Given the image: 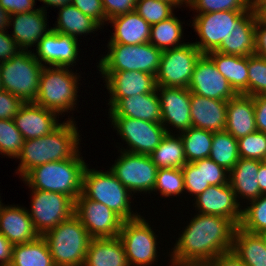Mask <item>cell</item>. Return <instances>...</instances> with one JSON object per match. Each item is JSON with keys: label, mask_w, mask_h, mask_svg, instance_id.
<instances>
[{"label": "cell", "mask_w": 266, "mask_h": 266, "mask_svg": "<svg viewBox=\"0 0 266 266\" xmlns=\"http://www.w3.org/2000/svg\"><path fill=\"white\" fill-rule=\"evenodd\" d=\"M169 252V266L208 265L233 246L236 225L228 218L195 213Z\"/></svg>", "instance_id": "obj_1"}, {"label": "cell", "mask_w": 266, "mask_h": 266, "mask_svg": "<svg viewBox=\"0 0 266 266\" xmlns=\"http://www.w3.org/2000/svg\"><path fill=\"white\" fill-rule=\"evenodd\" d=\"M50 134L24 141L16 174L22 179L34 167L74 158L80 152L82 138L74 117L67 118ZM80 137V138H79ZM21 176V177H20Z\"/></svg>", "instance_id": "obj_2"}, {"label": "cell", "mask_w": 266, "mask_h": 266, "mask_svg": "<svg viewBox=\"0 0 266 266\" xmlns=\"http://www.w3.org/2000/svg\"><path fill=\"white\" fill-rule=\"evenodd\" d=\"M79 152L74 158L34 167L23 178L31 190L65 194L76 201L82 193V175L87 165Z\"/></svg>", "instance_id": "obj_3"}, {"label": "cell", "mask_w": 266, "mask_h": 266, "mask_svg": "<svg viewBox=\"0 0 266 266\" xmlns=\"http://www.w3.org/2000/svg\"><path fill=\"white\" fill-rule=\"evenodd\" d=\"M82 194L93 201L100 202L110 208L123 221L139 217L133 212L131 200L133 194L108 169L107 171L89 169L85 166L82 175Z\"/></svg>", "instance_id": "obj_4"}, {"label": "cell", "mask_w": 266, "mask_h": 266, "mask_svg": "<svg viewBox=\"0 0 266 266\" xmlns=\"http://www.w3.org/2000/svg\"><path fill=\"white\" fill-rule=\"evenodd\" d=\"M70 68L44 66L40 76L38 95L34 102L56 112L59 116L74 111L77 107L75 105L78 104L77 90H80L78 82L81 80V74Z\"/></svg>", "instance_id": "obj_5"}, {"label": "cell", "mask_w": 266, "mask_h": 266, "mask_svg": "<svg viewBox=\"0 0 266 266\" xmlns=\"http://www.w3.org/2000/svg\"><path fill=\"white\" fill-rule=\"evenodd\" d=\"M43 237L55 266H83L92 237L75 215L47 231Z\"/></svg>", "instance_id": "obj_6"}, {"label": "cell", "mask_w": 266, "mask_h": 266, "mask_svg": "<svg viewBox=\"0 0 266 266\" xmlns=\"http://www.w3.org/2000/svg\"><path fill=\"white\" fill-rule=\"evenodd\" d=\"M107 48L108 53L97 62L99 72L142 71L156 76L163 51L149 42L137 45L108 43Z\"/></svg>", "instance_id": "obj_7"}, {"label": "cell", "mask_w": 266, "mask_h": 266, "mask_svg": "<svg viewBox=\"0 0 266 266\" xmlns=\"http://www.w3.org/2000/svg\"><path fill=\"white\" fill-rule=\"evenodd\" d=\"M43 67L31 50H21L8 61L0 63L2 89L24 102H34Z\"/></svg>", "instance_id": "obj_8"}, {"label": "cell", "mask_w": 266, "mask_h": 266, "mask_svg": "<svg viewBox=\"0 0 266 266\" xmlns=\"http://www.w3.org/2000/svg\"><path fill=\"white\" fill-rule=\"evenodd\" d=\"M149 224L141 215L122 223L118 237L123 243L129 266H152L158 262L159 236Z\"/></svg>", "instance_id": "obj_9"}, {"label": "cell", "mask_w": 266, "mask_h": 266, "mask_svg": "<svg viewBox=\"0 0 266 266\" xmlns=\"http://www.w3.org/2000/svg\"><path fill=\"white\" fill-rule=\"evenodd\" d=\"M31 191V208L27 210L40 236L74 215L75 201L71 197L57 192Z\"/></svg>", "instance_id": "obj_10"}, {"label": "cell", "mask_w": 266, "mask_h": 266, "mask_svg": "<svg viewBox=\"0 0 266 266\" xmlns=\"http://www.w3.org/2000/svg\"><path fill=\"white\" fill-rule=\"evenodd\" d=\"M120 156L109 167L115 177L133 195L135 193L153 194L158 167L152 162L149 155L131 153L118 150Z\"/></svg>", "instance_id": "obj_11"}, {"label": "cell", "mask_w": 266, "mask_h": 266, "mask_svg": "<svg viewBox=\"0 0 266 266\" xmlns=\"http://www.w3.org/2000/svg\"><path fill=\"white\" fill-rule=\"evenodd\" d=\"M113 129L119 134L127 148L119 150L150 155L167 134L161 123H154L125 116H109ZM129 148V149H128Z\"/></svg>", "instance_id": "obj_12"}, {"label": "cell", "mask_w": 266, "mask_h": 266, "mask_svg": "<svg viewBox=\"0 0 266 266\" xmlns=\"http://www.w3.org/2000/svg\"><path fill=\"white\" fill-rule=\"evenodd\" d=\"M201 55L192 42L164 50L155 76L157 86L188 88L195 64Z\"/></svg>", "instance_id": "obj_13"}, {"label": "cell", "mask_w": 266, "mask_h": 266, "mask_svg": "<svg viewBox=\"0 0 266 266\" xmlns=\"http://www.w3.org/2000/svg\"><path fill=\"white\" fill-rule=\"evenodd\" d=\"M247 11H219L194 14L192 25L200 41L193 42L202 54L215 51L235 24Z\"/></svg>", "instance_id": "obj_14"}, {"label": "cell", "mask_w": 266, "mask_h": 266, "mask_svg": "<svg viewBox=\"0 0 266 266\" xmlns=\"http://www.w3.org/2000/svg\"><path fill=\"white\" fill-rule=\"evenodd\" d=\"M74 215L92 238L119 236L123 220L106 205L90 200L82 193L75 201Z\"/></svg>", "instance_id": "obj_15"}, {"label": "cell", "mask_w": 266, "mask_h": 266, "mask_svg": "<svg viewBox=\"0 0 266 266\" xmlns=\"http://www.w3.org/2000/svg\"><path fill=\"white\" fill-rule=\"evenodd\" d=\"M161 106V124L167 133L192 127L190 116L191 91L188 88L157 86ZM169 125V126H168ZM173 127V130L170 129ZM175 128V129H174ZM172 131V132H171Z\"/></svg>", "instance_id": "obj_16"}, {"label": "cell", "mask_w": 266, "mask_h": 266, "mask_svg": "<svg viewBox=\"0 0 266 266\" xmlns=\"http://www.w3.org/2000/svg\"><path fill=\"white\" fill-rule=\"evenodd\" d=\"M80 40L57 33L53 30L41 38L36 45V60L43 66L72 67L76 66L79 56Z\"/></svg>", "instance_id": "obj_17"}, {"label": "cell", "mask_w": 266, "mask_h": 266, "mask_svg": "<svg viewBox=\"0 0 266 266\" xmlns=\"http://www.w3.org/2000/svg\"><path fill=\"white\" fill-rule=\"evenodd\" d=\"M188 89L191 93L217 100L228 101L236 95L207 54L197 60Z\"/></svg>", "instance_id": "obj_18"}, {"label": "cell", "mask_w": 266, "mask_h": 266, "mask_svg": "<svg viewBox=\"0 0 266 266\" xmlns=\"http://www.w3.org/2000/svg\"><path fill=\"white\" fill-rule=\"evenodd\" d=\"M193 200L197 213L228 218L236 226L240 225L243 206L238 203L230 183L209 186Z\"/></svg>", "instance_id": "obj_19"}, {"label": "cell", "mask_w": 266, "mask_h": 266, "mask_svg": "<svg viewBox=\"0 0 266 266\" xmlns=\"http://www.w3.org/2000/svg\"><path fill=\"white\" fill-rule=\"evenodd\" d=\"M100 75L109 93V110L121 98L150 93L157 88L155 75L142 71L101 72Z\"/></svg>", "instance_id": "obj_20"}, {"label": "cell", "mask_w": 266, "mask_h": 266, "mask_svg": "<svg viewBox=\"0 0 266 266\" xmlns=\"http://www.w3.org/2000/svg\"><path fill=\"white\" fill-rule=\"evenodd\" d=\"M13 121L25 140L48 135L61 124L56 112L35 102H25L14 116Z\"/></svg>", "instance_id": "obj_21"}, {"label": "cell", "mask_w": 266, "mask_h": 266, "mask_svg": "<svg viewBox=\"0 0 266 266\" xmlns=\"http://www.w3.org/2000/svg\"><path fill=\"white\" fill-rule=\"evenodd\" d=\"M47 12L40 8L34 11L13 14L10 18L9 27L13 26L11 37L22 51L36 47L39 40L52 30L47 25ZM48 27V28H47ZM35 45V46H34Z\"/></svg>", "instance_id": "obj_22"}, {"label": "cell", "mask_w": 266, "mask_h": 266, "mask_svg": "<svg viewBox=\"0 0 266 266\" xmlns=\"http://www.w3.org/2000/svg\"><path fill=\"white\" fill-rule=\"evenodd\" d=\"M190 116L194 128L213 133L223 131L226 126L227 101L191 93Z\"/></svg>", "instance_id": "obj_23"}, {"label": "cell", "mask_w": 266, "mask_h": 266, "mask_svg": "<svg viewBox=\"0 0 266 266\" xmlns=\"http://www.w3.org/2000/svg\"><path fill=\"white\" fill-rule=\"evenodd\" d=\"M0 233L13 245L35 240L40 236L34 229L26 207L14 205L0 206Z\"/></svg>", "instance_id": "obj_24"}, {"label": "cell", "mask_w": 266, "mask_h": 266, "mask_svg": "<svg viewBox=\"0 0 266 266\" xmlns=\"http://www.w3.org/2000/svg\"><path fill=\"white\" fill-rule=\"evenodd\" d=\"M259 13L252 8L231 29L228 37L215 50L230 55L250 56L255 52V25Z\"/></svg>", "instance_id": "obj_25"}, {"label": "cell", "mask_w": 266, "mask_h": 266, "mask_svg": "<svg viewBox=\"0 0 266 266\" xmlns=\"http://www.w3.org/2000/svg\"><path fill=\"white\" fill-rule=\"evenodd\" d=\"M109 116H125L161 123V106L157 91L121 98L110 110Z\"/></svg>", "instance_id": "obj_26"}, {"label": "cell", "mask_w": 266, "mask_h": 266, "mask_svg": "<svg viewBox=\"0 0 266 266\" xmlns=\"http://www.w3.org/2000/svg\"><path fill=\"white\" fill-rule=\"evenodd\" d=\"M224 130L237 140L257 131L253 96L236 94L227 101V117Z\"/></svg>", "instance_id": "obj_27"}, {"label": "cell", "mask_w": 266, "mask_h": 266, "mask_svg": "<svg viewBox=\"0 0 266 266\" xmlns=\"http://www.w3.org/2000/svg\"><path fill=\"white\" fill-rule=\"evenodd\" d=\"M263 161L239 158L235 166L229 171V183L235 192L238 203H248L259 198L258 169ZM242 201H240V200ZM240 201V202H239ZM246 201V202H245Z\"/></svg>", "instance_id": "obj_28"}, {"label": "cell", "mask_w": 266, "mask_h": 266, "mask_svg": "<svg viewBox=\"0 0 266 266\" xmlns=\"http://www.w3.org/2000/svg\"><path fill=\"white\" fill-rule=\"evenodd\" d=\"M109 23L112 24L114 32L108 43L137 45L149 42L151 25L136 11L114 17L108 20L107 24Z\"/></svg>", "instance_id": "obj_29"}, {"label": "cell", "mask_w": 266, "mask_h": 266, "mask_svg": "<svg viewBox=\"0 0 266 266\" xmlns=\"http://www.w3.org/2000/svg\"><path fill=\"white\" fill-rule=\"evenodd\" d=\"M83 266H129L121 239L92 238Z\"/></svg>", "instance_id": "obj_30"}, {"label": "cell", "mask_w": 266, "mask_h": 266, "mask_svg": "<svg viewBox=\"0 0 266 266\" xmlns=\"http://www.w3.org/2000/svg\"><path fill=\"white\" fill-rule=\"evenodd\" d=\"M207 55L236 94L248 95V56L211 51Z\"/></svg>", "instance_id": "obj_31"}, {"label": "cell", "mask_w": 266, "mask_h": 266, "mask_svg": "<svg viewBox=\"0 0 266 266\" xmlns=\"http://www.w3.org/2000/svg\"><path fill=\"white\" fill-rule=\"evenodd\" d=\"M58 17L53 31L78 39V36H87L102 29V26L90 16L83 14L72 4L58 8Z\"/></svg>", "instance_id": "obj_32"}, {"label": "cell", "mask_w": 266, "mask_h": 266, "mask_svg": "<svg viewBox=\"0 0 266 266\" xmlns=\"http://www.w3.org/2000/svg\"><path fill=\"white\" fill-rule=\"evenodd\" d=\"M231 251L246 266H266V245L261 234L246 232L237 226Z\"/></svg>", "instance_id": "obj_33"}, {"label": "cell", "mask_w": 266, "mask_h": 266, "mask_svg": "<svg viewBox=\"0 0 266 266\" xmlns=\"http://www.w3.org/2000/svg\"><path fill=\"white\" fill-rule=\"evenodd\" d=\"M10 266H55L47 241L43 236L13 246Z\"/></svg>", "instance_id": "obj_34"}, {"label": "cell", "mask_w": 266, "mask_h": 266, "mask_svg": "<svg viewBox=\"0 0 266 266\" xmlns=\"http://www.w3.org/2000/svg\"><path fill=\"white\" fill-rule=\"evenodd\" d=\"M149 156L158 169L183 168L187 164L184 145L178 133H167Z\"/></svg>", "instance_id": "obj_35"}, {"label": "cell", "mask_w": 266, "mask_h": 266, "mask_svg": "<svg viewBox=\"0 0 266 266\" xmlns=\"http://www.w3.org/2000/svg\"><path fill=\"white\" fill-rule=\"evenodd\" d=\"M182 24L174 14L167 20L151 25L149 43L161 51L184 45Z\"/></svg>", "instance_id": "obj_36"}, {"label": "cell", "mask_w": 266, "mask_h": 266, "mask_svg": "<svg viewBox=\"0 0 266 266\" xmlns=\"http://www.w3.org/2000/svg\"><path fill=\"white\" fill-rule=\"evenodd\" d=\"M181 136L187 163L209 158L213 132L190 127L178 133Z\"/></svg>", "instance_id": "obj_37"}, {"label": "cell", "mask_w": 266, "mask_h": 266, "mask_svg": "<svg viewBox=\"0 0 266 266\" xmlns=\"http://www.w3.org/2000/svg\"><path fill=\"white\" fill-rule=\"evenodd\" d=\"M209 158L230 171L238 162V141L226 130L214 132Z\"/></svg>", "instance_id": "obj_38"}, {"label": "cell", "mask_w": 266, "mask_h": 266, "mask_svg": "<svg viewBox=\"0 0 266 266\" xmlns=\"http://www.w3.org/2000/svg\"><path fill=\"white\" fill-rule=\"evenodd\" d=\"M239 227L254 234L266 232V194L250 201L246 207L242 208V219Z\"/></svg>", "instance_id": "obj_39"}, {"label": "cell", "mask_w": 266, "mask_h": 266, "mask_svg": "<svg viewBox=\"0 0 266 266\" xmlns=\"http://www.w3.org/2000/svg\"><path fill=\"white\" fill-rule=\"evenodd\" d=\"M153 192L162 197L180 196L185 192L184 175L181 168H160L157 171ZM177 195V196H176Z\"/></svg>", "instance_id": "obj_40"}, {"label": "cell", "mask_w": 266, "mask_h": 266, "mask_svg": "<svg viewBox=\"0 0 266 266\" xmlns=\"http://www.w3.org/2000/svg\"><path fill=\"white\" fill-rule=\"evenodd\" d=\"M177 7L179 8L175 2L164 0H137L134 11L148 24L153 25L169 19Z\"/></svg>", "instance_id": "obj_41"}, {"label": "cell", "mask_w": 266, "mask_h": 266, "mask_svg": "<svg viewBox=\"0 0 266 266\" xmlns=\"http://www.w3.org/2000/svg\"><path fill=\"white\" fill-rule=\"evenodd\" d=\"M24 141L13 119H0V155L15 159L20 154Z\"/></svg>", "instance_id": "obj_42"}, {"label": "cell", "mask_w": 266, "mask_h": 266, "mask_svg": "<svg viewBox=\"0 0 266 266\" xmlns=\"http://www.w3.org/2000/svg\"><path fill=\"white\" fill-rule=\"evenodd\" d=\"M186 7L197 14L219 11H249L253 8V0H190Z\"/></svg>", "instance_id": "obj_43"}, {"label": "cell", "mask_w": 266, "mask_h": 266, "mask_svg": "<svg viewBox=\"0 0 266 266\" xmlns=\"http://www.w3.org/2000/svg\"><path fill=\"white\" fill-rule=\"evenodd\" d=\"M248 95H266V59L256 54L248 56Z\"/></svg>", "instance_id": "obj_44"}, {"label": "cell", "mask_w": 266, "mask_h": 266, "mask_svg": "<svg viewBox=\"0 0 266 266\" xmlns=\"http://www.w3.org/2000/svg\"><path fill=\"white\" fill-rule=\"evenodd\" d=\"M238 141V152L241 158L266 160V133L256 131Z\"/></svg>", "instance_id": "obj_45"}, {"label": "cell", "mask_w": 266, "mask_h": 266, "mask_svg": "<svg viewBox=\"0 0 266 266\" xmlns=\"http://www.w3.org/2000/svg\"><path fill=\"white\" fill-rule=\"evenodd\" d=\"M182 169L184 175L185 192L197 197L210 185L205 183L203 176V159L187 163Z\"/></svg>", "instance_id": "obj_46"}, {"label": "cell", "mask_w": 266, "mask_h": 266, "mask_svg": "<svg viewBox=\"0 0 266 266\" xmlns=\"http://www.w3.org/2000/svg\"><path fill=\"white\" fill-rule=\"evenodd\" d=\"M229 171L218 165L210 158L203 159V176L205 183L210 186L229 183Z\"/></svg>", "instance_id": "obj_47"}, {"label": "cell", "mask_w": 266, "mask_h": 266, "mask_svg": "<svg viewBox=\"0 0 266 266\" xmlns=\"http://www.w3.org/2000/svg\"><path fill=\"white\" fill-rule=\"evenodd\" d=\"M71 4L83 14L93 18L103 28L108 22L102 0H72Z\"/></svg>", "instance_id": "obj_48"}, {"label": "cell", "mask_w": 266, "mask_h": 266, "mask_svg": "<svg viewBox=\"0 0 266 266\" xmlns=\"http://www.w3.org/2000/svg\"><path fill=\"white\" fill-rule=\"evenodd\" d=\"M24 103L21 98L0 89V119H13Z\"/></svg>", "instance_id": "obj_49"}, {"label": "cell", "mask_w": 266, "mask_h": 266, "mask_svg": "<svg viewBox=\"0 0 266 266\" xmlns=\"http://www.w3.org/2000/svg\"><path fill=\"white\" fill-rule=\"evenodd\" d=\"M137 0H102L106 19L130 13L135 10Z\"/></svg>", "instance_id": "obj_50"}, {"label": "cell", "mask_w": 266, "mask_h": 266, "mask_svg": "<svg viewBox=\"0 0 266 266\" xmlns=\"http://www.w3.org/2000/svg\"><path fill=\"white\" fill-rule=\"evenodd\" d=\"M20 51L8 31H0V63L8 61Z\"/></svg>", "instance_id": "obj_51"}, {"label": "cell", "mask_w": 266, "mask_h": 266, "mask_svg": "<svg viewBox=\"0 0 266 266\" xmlns=\"http://www.w3.org/2000/svg\"><path fill=\"white\" fill-rule=\"evenodd\" d=\"M254 54L266 59V20L257 16L255 25V52Z\"/></svg>", "instance_id": "obj_52"}, {"label": "cell", "mask_w": 266, "mask_h": 266, "mask_svg": "<svg viewBox=\"0 0 266 266\" xmlns=\"http://www.w3.org/2000/svg\"><path fill=\"white\" fill-rule=\"evenodd\" d=\"M0 5L11 15L36 10L35 0H0Z\"/></svg>", "instance_id": "obj_53"}, {"label": "cell", "mask_w": 266, "mask_h": 266, "mask_svg": "<svg viewBox=\"0 0 266 266\" xmlns=\"http://www.w3.org/2000/svg\"><path fill=\"white\" fill-rule=\"evenodd\" d=\"M257 131L266 133V95L253 96Z\"/></svg>", "instance_id": "obj_54"}, {"label": "cell", "mask_w": 266, "mask_h": 266, "mask_svg": "<svg viewBox=\"0 0 266 266\" xmlns=\"http://www.w3.org/2000/svg\"><path fill=\"white\" fill-rule=\"evenodd\" d=\"M207 266H246V265L233 251H229L218 255Z\"/></svg>", "instance_id": "obj_55"}, {"label": "cell", "mask_w": 266, "mask_h": 266, "mask_svg": "<svg viewBox=\"0 0 266 266\" xmlns=\"http://www.w3.org/2000/svg\"><path fill=\"white\" fill-rule=\"evenodd\" d=\"M13 244L0 233V266H10L12 262Z\"/></svg>", "instance_id": "obj_56"}, {"label": "cell", "mask_w": 266, "mask_h": 266, "mask_svg": "<svg viewBox=\"0 0 266 266\" xmlns=\"http://www.w3.org/2000/svg\"><path fill=\"white\" fill-rule=\"evenodd\" d=\"M258 183L262 195L266 194V161L260 164L258 169Z\"/></svg>", "instance_id": "obj_57"}, {"label": "cell", "mask_w": 266, "mask_h": 266, "mask_svg": "<svg viewBox=\"0 0 266 266\" xmlns=\"http://www.w3.org/2000/svg\"><path fill=\"white\" fill-rule=\"evenodd\" d=\"M45 4L43 7H40L43 11L47 12L46 7H54V8H61L66 4H71L72 0H38ZM48 5V6H47Z\"/></svg>", "instance_id": "obj_58"}, {"label": "cell", "mask_w": 266, "mask_h": 266, "mask_svg": "<svg viewBox=\"0 0 266 266\" xmlns=\"http://www.w3.org/2000/svg\"><path fill=\"white\" fill-rule=\"evenodd\" d=\"M11 14L0 5V31L9 29Z\"/></svg>", "instance_id": "obj_59"}, {"label": "cell", "mask_w": 266, "mask_h": 266, "mask_svg": "<svg viewBox=\"0 0 266 266\" xmlns=\"http://www.w3.org/2000/svg\"><path fill=\"white\" fill-rule=\"evenodd\" d=\"M253 8L266 20V3H253Z\"/></svg>", "instance_id": "obj_60"}, {"label": "cell", "mask_w": 266, "mask_h": 266, "mask_svg": "<svg viewBox=\"0 0 266 266\" xmlns=\"http://www.w3.org/2000/svg\"><path fill=\"white\" fill-rule=\"evenodd\" d=\"M164 1L175 2L179 6V8L180 6L182 7V5L186 6L183 0H164Z\"/></svg>", "instance_id": "obj_61"}, {"label": "cell", "mask_w": 266, "mask_h": 266, "mask_svg": "<svg viewBox=\"0 0 266 266\" xmlns=\"http://www.w3.org/2000/svg\"><path fill=\"white\" fill-rule=\"evenodd\" d=\"M253 3H266V0H253Z\"/></svg>", "instance_id": "obj_62"}, {"label": "cell", "mask_w": 266, "mask_h": 266, "mask_svg": "<svg viewBox=\"0 0 266 266\" xmlns=\"http://www.w3.org/2000/svg\"><path fill=\"white\" fill-rule=\"evenodd\" d=\"M261 235L263 236L264 242H265V245H266V232H263Z\"/></svg>", "instance_id": "obj_63"}, {"label": "cell", "mask_w": 266, "mask_h": 266, "mask_svg": "<svg viewBox=\"0 0 266 266\" xmlns=\"http://www.w3.org/2000/svg\"><path fill=\"white\" fill-rule=\"evenodd\" d=\"M189 1H190V0H183V2H184L185 4H187Z\"/></svg>", "instance_id": "obj_64"}, {"label": "cell", "mask_w": 266, "mask_h": 266, "mask_svg": "<svg viewBox=\"0 0 266 266\" xmlns=\"http://www.w3.org/2000/svg\"><path fill=\"white\" fill-rule=\"evenodd\" d=\"M0 89H2V87H1V72H0Z\"/></svg>", "instance_id": "obj_65"}]
</instances>
